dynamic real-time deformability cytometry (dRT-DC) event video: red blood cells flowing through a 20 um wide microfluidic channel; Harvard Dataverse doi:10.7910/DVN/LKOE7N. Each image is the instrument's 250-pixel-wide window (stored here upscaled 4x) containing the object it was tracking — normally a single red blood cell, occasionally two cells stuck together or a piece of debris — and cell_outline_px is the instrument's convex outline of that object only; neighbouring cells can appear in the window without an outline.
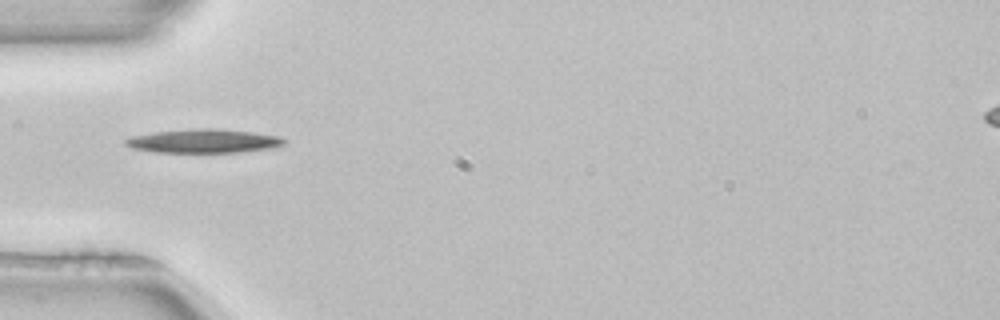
{"species": "common noctule bat (a hibernating species)", "species_latin": "Nyctalus noctula", "temperature_condition": "room temperature", "stored_images_in_passage": 36, "camera_frame_rate_fps": 3000, "um_per_image_px": 0.085, "animal": {"sex": "female", "body_mass_g": 22.7, "forearm_length_mm": 54.2}, "frame": {"image": 1, "passage_image": 1, "time_ms": 0.0, "image_size_px": [1000, 320], "cell_outline_px": [[284, 144], [272, 148], [240, 152], [156, 152], [132, 148], [124, 144], [124, 140], [132, 136], [152, 132], [196, 128], [216, 128], [252, 132], [280, 136], [284, 140]], "centroid_in_image_um": [17.29, 11.98], "position_along_channel_um": 67.7, "area_um2": 21.96}, "authors_computed_cell_mechanics": {"area_um2": 19.3341, "velocity_mm_per_s": 3.9775, "shape_relaxation_time_tau1_ms": 3.5694, "shape_relaxation_time_tau2_ms": null, "deformation_change_tau1": 0.1333, "deformation_change_tau2": null}}